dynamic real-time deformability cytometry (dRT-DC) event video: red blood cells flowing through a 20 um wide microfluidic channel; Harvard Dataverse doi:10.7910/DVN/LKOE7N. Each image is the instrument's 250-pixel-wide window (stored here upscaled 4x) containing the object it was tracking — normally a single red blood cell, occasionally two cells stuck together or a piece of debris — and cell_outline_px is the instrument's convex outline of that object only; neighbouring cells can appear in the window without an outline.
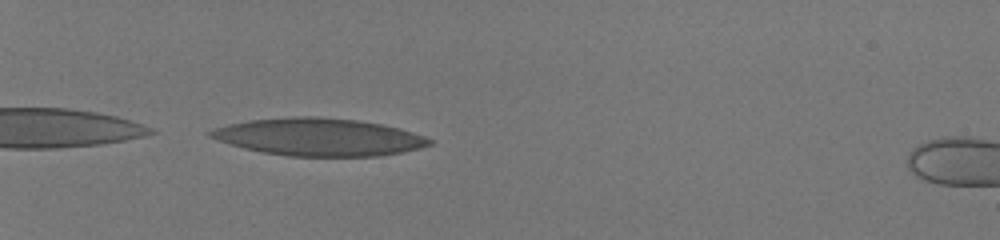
{"species": "human", "species_latin": "Homo sapiens", "temperature_condition": "room temperature", "stored_images_in_passage": 26, "camera_frame_rate_fps": 3000, "um_per_image_px": 0.085, "donor": {"sex": "male"}, "frame": {"image": 1, "passage_image": 1, "time_ms": 0.0, "image_size_px": [1000, 240], "cell_outline_px": [[432, 144], [420, 148], [400, 152], [376, 156], [288, 156], [260, 152], [244, 148], [208, 136], [204, 132], [212, 128], [228, 124], [248, 120], [292, 116], [316, 116], [356, 120], [380, 124], [400, 128], [424, 136], [432, 140]], "centroid_in_image_um": [27.05, 11.64], "position_along_channel_um": 57.9, "area_um2": 47.86}}
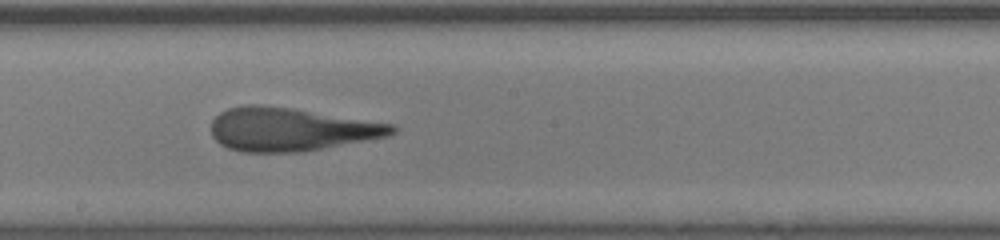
{"frame": {"image": 2, "passage_image": 16, "time_ms": 5.0, "image_size_px": [1000, 240], "cell_outline_px": [[396, 132], [388, 136], [320, 148], [296, 152], [244, 152], [228, 148], [220, 144], [212, 136], [212, 120], [220, 112], [228, 108], [244, 104], [260, 104], [292, 108], [396, 124]], "centroid_in_image_um": [24.69, 10.98], "position_along_channel_um": 223.5, "area_um2": 45.49}}
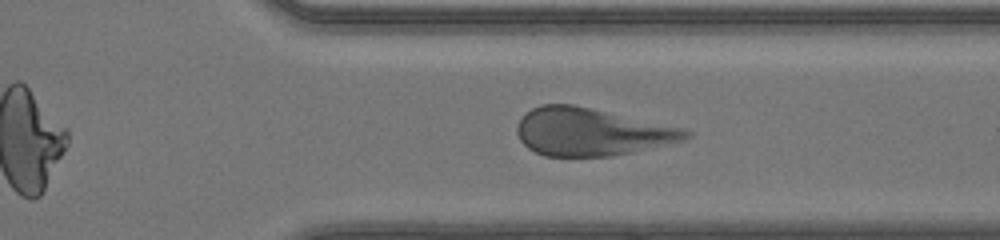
{"frame": {"image": 3, "passage_image": 26, "time_ms": 8.333, "image_size_px": [1000, 240], "cell_outline_px": [[692, 136], [684, 140], [612, 156], [544, 156], [528, 148], [520, 140], [516, 132], [516, 128], [520, 120], [532, 108], [540, 104], [572, 104], [684, 128], [692, 132]], "centroid_in_image_um": [50.25, 11.21], "position_along_channel_um": 361.2, "area_um2": 46.41}}